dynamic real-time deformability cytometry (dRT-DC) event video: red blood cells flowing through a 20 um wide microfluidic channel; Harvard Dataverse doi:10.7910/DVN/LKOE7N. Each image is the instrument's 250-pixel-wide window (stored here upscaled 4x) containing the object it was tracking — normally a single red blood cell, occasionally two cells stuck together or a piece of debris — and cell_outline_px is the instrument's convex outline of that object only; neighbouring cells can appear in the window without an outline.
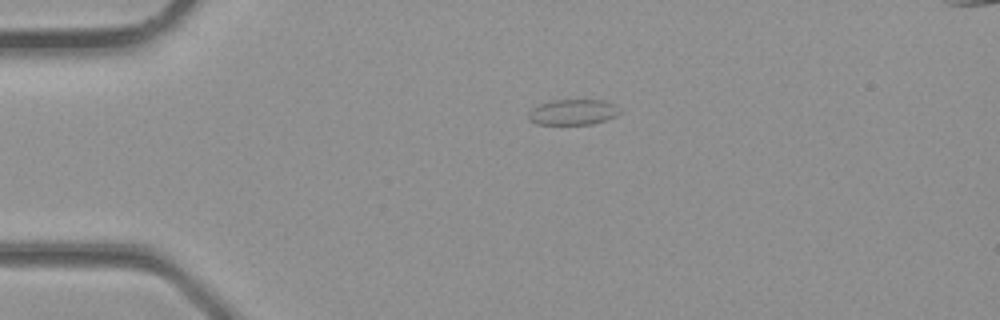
{"species": "common noctule bat (a hibernating species)", "species_latin": "Nyctalus noctula", "temperature_condition": "room temperature", "stored_images_in_passage": 2, "segment_of_instrument_passage": [2, 2], "camera_frame_rate_fps": 3000, "um_per_image_px": 0.085, "animal": {"sex": "male", "body_mass_g": 23.1, "forearm_length_mm": 52.7}, "frame": {"image": 1, "passage_image": 2, "time_ms": 0.333, "image_size_px": [1000, 320], "cell_outline_px": [[620, 112], [616, 116], [608, 120], [592, 124], [536, 124], [528, 120], [528, 112], [532, 108], [540, 104], [552, 100], [604, 100], [612, 104]], "centroid_in_image_um": [48.66, 9.54], "position_along_channel_um": 36.3, "area_um2": 13.58}}